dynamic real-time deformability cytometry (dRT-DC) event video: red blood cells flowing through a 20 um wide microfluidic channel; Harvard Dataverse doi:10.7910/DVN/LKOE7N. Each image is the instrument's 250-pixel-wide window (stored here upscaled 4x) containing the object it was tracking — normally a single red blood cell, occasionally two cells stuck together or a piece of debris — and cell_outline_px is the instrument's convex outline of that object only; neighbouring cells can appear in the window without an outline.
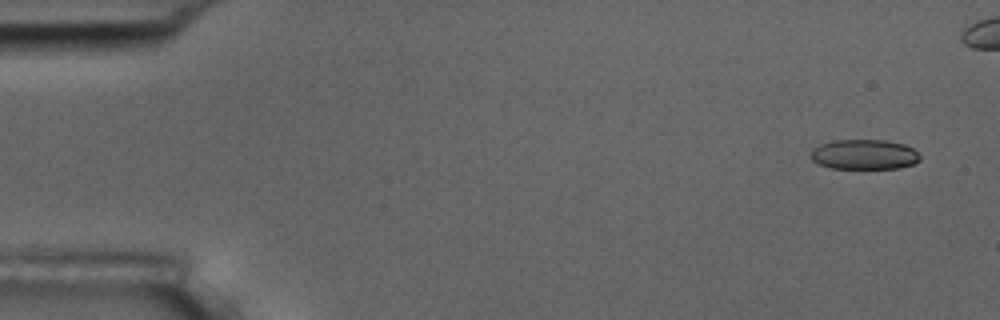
{"species": "common noctule bat (a hibernating species)", "species_latin": "Nyctalus noctula", "temperature_condition": "room temperature", "stored_images_in_passage": 7, "camera_frame_rate_fps": 3000, "um_per_image_px": 0.085, "animal": {"sex": "male", "body_mass_g": 17.5, "forearm_length_mm": 52.3}, "frame": {"image": 1, "passage_image": 1, "time_ms": 0.0, "image_size_px": [1000, 320], "cell_outline_px": [[920, 160], [912, 164], [900, 168], [832, 168], [820, 164], [812, 160], [808, 156], [812, 148], [820, 144], [836, 140], [884, 140], [904, 144], [912, 148], [920, 156]], "centroid_in_image_um": [73.43, 13.12], "position_along_channel_um": 11.6, "area_um2": 19.07}}